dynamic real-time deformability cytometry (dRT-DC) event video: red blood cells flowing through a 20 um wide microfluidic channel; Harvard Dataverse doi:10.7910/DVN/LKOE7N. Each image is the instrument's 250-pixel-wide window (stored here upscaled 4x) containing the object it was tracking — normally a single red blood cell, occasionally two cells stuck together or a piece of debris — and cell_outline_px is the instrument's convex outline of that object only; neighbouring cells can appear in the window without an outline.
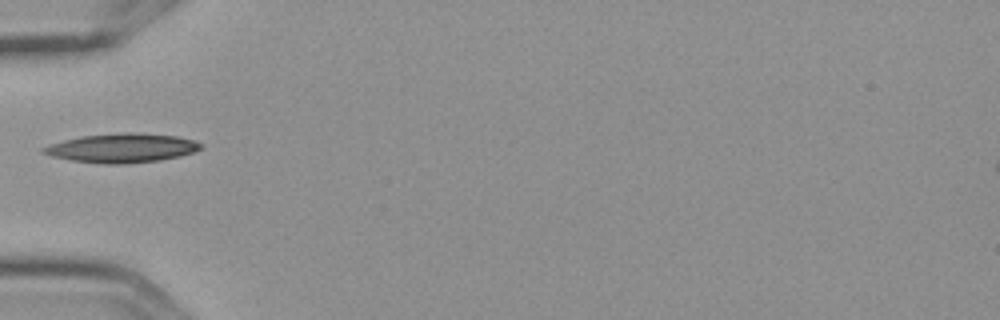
{"species": "Egyptian fruit bat (a non-hibernating species)", "species_latin": "Rousettus aegyptiacus", "temperature_condition": "cold", "stored_images_in_passage": 7, "camera_frame_rate_fps": 3000, "um_per_image_px": 0.085, "frame": {"image": 1, "passage_image": 4, "time_ms": 1.0, "image_size_px": [1000, 320], "cell_outline_px": [[200, 148], [192, 152], [180, 156], [160, 160], [124, 164], [104, 164], [72, 160], [52, 156], [40, 152], [40, 148], [64, 140], [80, 136], [124, 132], [136, 132], [176, 136], [192, 140], [200, 144]], "centroid_in_image_um": [10.31, 12.58], "position_along_channel_um": 74.7, "area_um2": 26.47}}
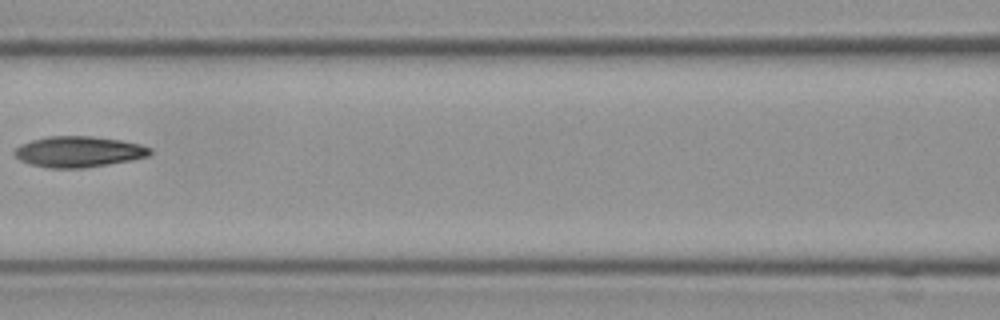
{"frame": {"image": 2, "passage_image": 6, "time_ms": 1.667, "image_size_px": [1000, 320], "cell_outline_px": [[152, 152], [148, 156], [132, 160], [84, 168], [48, 168], [32, 164], [20, 160], [12, 152], [20, 144], [32, 140], [48, 136], [92, 136], [120, 140], [140, 144], [152, 148]], "centroid_in_image_um": [6.69, 12.89], "position_along_channel_um": 159.9, "area_um2": 24.39}}
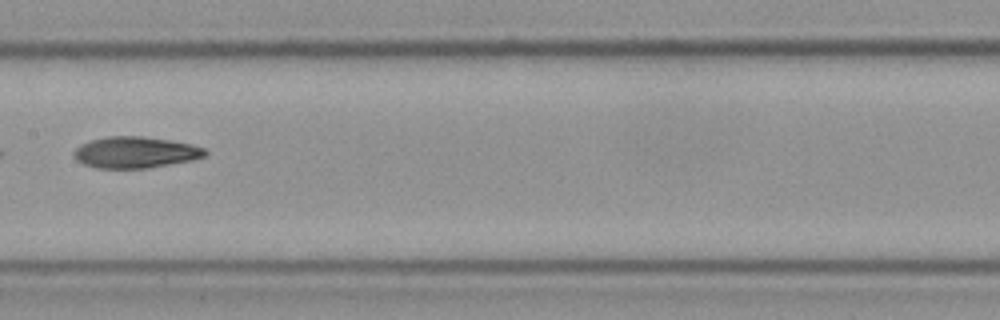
{"frame": {"image": 3, "passage_image": 7, "time_ms": 2.0, "image_size_px": [1000, 320], "cell_outline_px": [[208, 152], [204, 156], [192, 160], [148, 168], [96, 168], [84, 164], [76, 160], [72, 156], [72, 152], [80, 144], [92, 140], [108, 136], [140, 136], [172, 140], [192, 144], [204, 148]], "centroid_in_image_um": [11.49, 12.95], "position_along_channel_um": 195.9, "area_um2": 24.04}}